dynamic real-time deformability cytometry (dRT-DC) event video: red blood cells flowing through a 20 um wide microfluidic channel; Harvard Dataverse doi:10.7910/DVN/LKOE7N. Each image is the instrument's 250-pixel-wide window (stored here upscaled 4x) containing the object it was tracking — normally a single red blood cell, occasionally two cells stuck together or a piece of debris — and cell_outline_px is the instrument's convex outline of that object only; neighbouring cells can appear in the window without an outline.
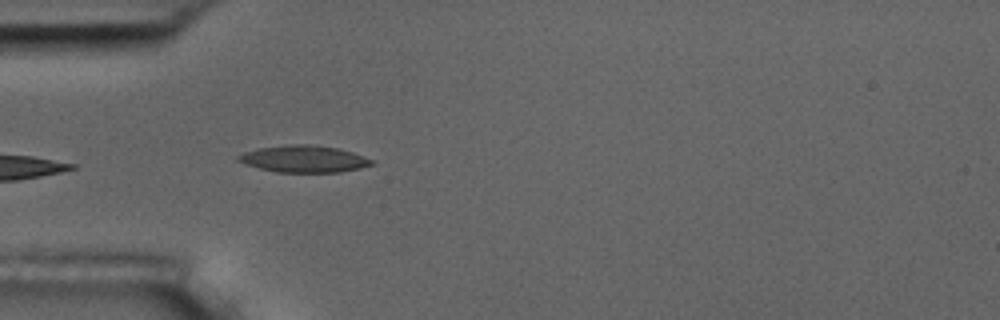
{"species": "common noctule bat (a hibernating species)", "species_latin": "Nyctalus noctula", "temperature_condition": "room temperature", "stored_images_in_passage": 5, "camera_frame_rate_fps": 3000, "um_per_image_px": 0.085, "animal": {"sex": "male", "body_mass_g": 17.5, "forearm_length_mm": 52.3}, "frame": {"image": 1, "passage_image": 5, "time_ms": 4.667, "image_size_px": [1000, 320], "cell_outline_px": [[376, 164], [360, 168], [340, 172], [276, 172], [244, 164], [236, 160], [236, 156], [244, 152], [256, 148], [292, 144], [304, 144], [336, 148], [352, 152], [372, 160]], "centroid_in_image_um": [25.79, 13.51], "position_along_channel_um": 59.2, "area_um2": 20.81}}